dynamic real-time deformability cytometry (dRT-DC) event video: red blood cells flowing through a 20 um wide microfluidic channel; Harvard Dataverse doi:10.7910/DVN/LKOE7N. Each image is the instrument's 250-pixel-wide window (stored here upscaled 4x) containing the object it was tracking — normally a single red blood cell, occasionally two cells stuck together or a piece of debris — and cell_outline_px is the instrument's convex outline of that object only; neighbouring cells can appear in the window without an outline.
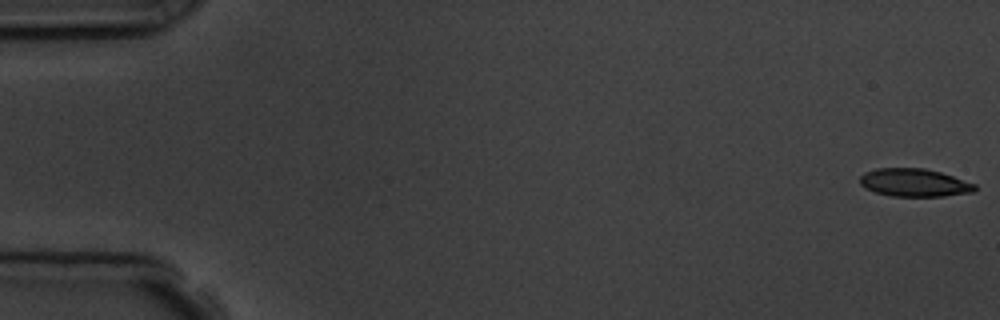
{"species": "common noctule bat (a hibernating species)", "species_latin": "Nyctalus noctula", "temperature_condition": "room temperature", "stored_images_in_passage": 4, "camera_frame_rate_fps": 3000, "um_per_image_px": 0.085, "animal": {"sex": "male", "body_mass_g": 19.5, "forearm_length_mm": 54.6}, "frame": {"image": 1, "passage_image": 1, "time_ms": 0.0, "image_size_px": [1000, 320], "cell_outline_px": [[976, 192], [944, 196], [892, 196], [876, 192], [864, 188], [860, 184], [860, 176], [864, 172], [876, 168], [924, 168], [940, 172], [976, 184]], "centroid_in_image_um": [77.71, 15.52], "position_along_channel_um": 7.3, "area_um2": 18.79}}